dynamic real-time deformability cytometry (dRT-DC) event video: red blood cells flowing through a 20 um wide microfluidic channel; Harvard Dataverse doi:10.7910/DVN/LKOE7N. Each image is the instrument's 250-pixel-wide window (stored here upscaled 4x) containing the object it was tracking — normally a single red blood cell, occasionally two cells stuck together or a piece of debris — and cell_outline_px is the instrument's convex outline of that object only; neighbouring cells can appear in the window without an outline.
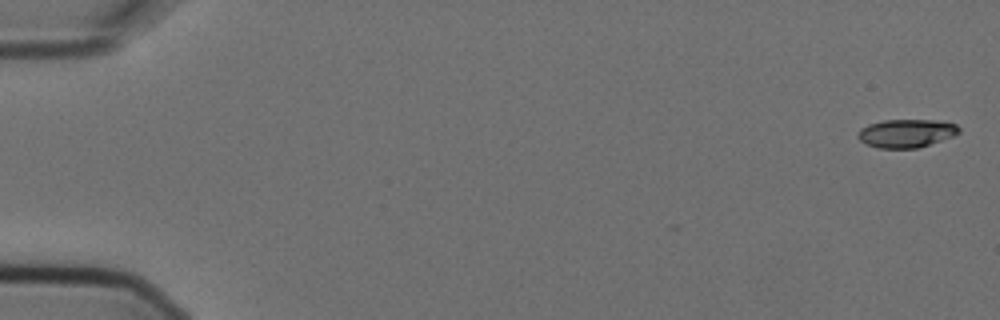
{"species": "Egyptian fruit bat (a non-hibernating species)", "species_latin": "Rousettus aegyptiacus", "temperature_condition": "cold", "stored_images_in_passage": 6, "camera_frame_rate_fps": 3000, "um_per_image_px": 0.085, "animal": {"sex": "female"}, "frame": {"image": 1, "passage_image": 1, "time_ms": 0.0, "image_size_px": [1000, 320], "cell_outline_px": [[960, 132], [952, 136], [916, 148], [880, 148], [868, 144], [860, 140], [856, 136], [860, 128], [868, 124], [884, 120], [936, 120], [956, 124], [960, 128]], "centroid_in_image_um": [77.01, 11.31], "position_along_channel_um": 8.0, "area_um2": 16.47}}
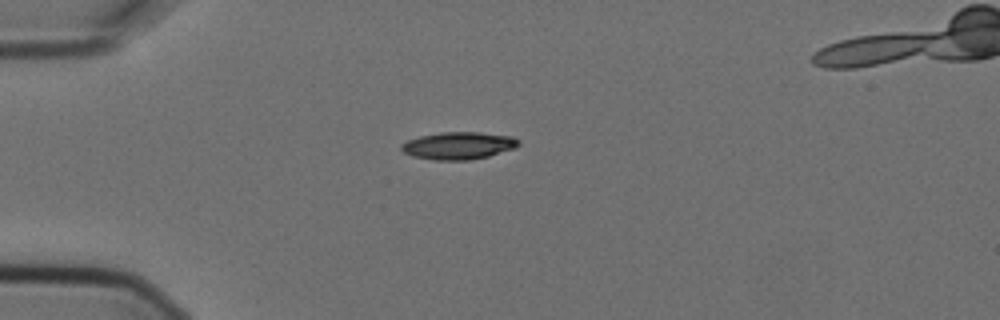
{"frame": {"image": 2, "passage_image": 5, "time_ms": 1.333, "image_size_px": [1000, 320], "cell_outline_px": [[520, 144], [512, 148], [488, 156], [468, 160], [432, 160], [412, 156], [404, 152], [400, 148], [400, 144], [408, 140], [420, 136], [440, 132], [480, 132], [512, 136], [520, 140]], "centroid_in_image_um": [38.94, 12.37], "position_along_channel_um": 46.1, "area_um2": 18.67}}